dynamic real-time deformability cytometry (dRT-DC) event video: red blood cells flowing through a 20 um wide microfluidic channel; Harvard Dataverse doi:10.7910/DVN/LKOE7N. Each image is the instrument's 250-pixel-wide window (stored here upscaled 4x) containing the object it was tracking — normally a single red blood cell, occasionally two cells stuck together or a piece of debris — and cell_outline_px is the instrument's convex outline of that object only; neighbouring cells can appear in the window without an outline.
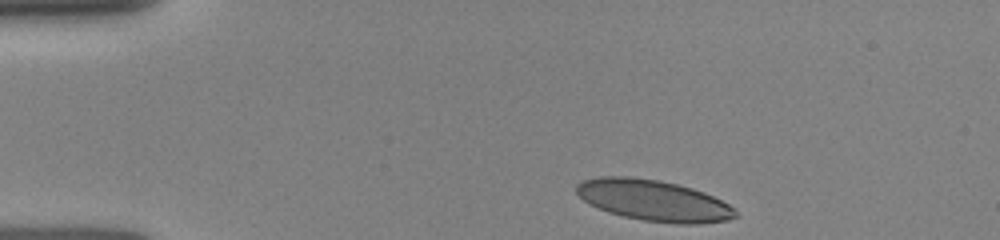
{"species": "human", "species_latin": "Homo sapiens", "temperature_condition": "room temperature", "stored_images_in_passage": 13, "camera_frame_rate_fps": 3000, "um_per_image_px": 0.085, "donor": {"sex": "female"}, "frame": {"image": 1, "passage_image": 1, "time_ms": 0.0, "image_size_px": [1000, 240], "cell_outline_px": [[740, 216], [728, 220], [696, 224], [680, 224], [644, 220], [624, 216], [608, 212], [588, 204], [576, 192], [576, 184], [584, 180], [600, 176], [628, 176], [660, 180], [692, 188], [704, 192], [736, 208]], "centroid_in_image_um": [55.57, 17.04], "position_along_channel_um": 29.4, "area_um2": 38.09}}
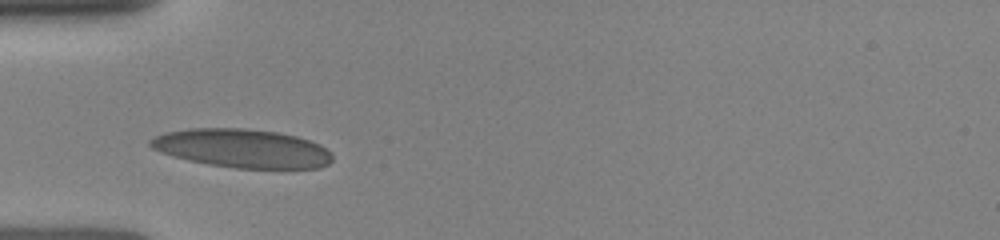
{"frame": {"image": 2, "passage_image": 8, "time_ms": 2.333, "image_size_px": [1000, 240], "cell_outline_px": [[332, 160], [328, 164], [320, 168], [236, 168], [208, 164], [188, 160], [172, 156], [160, 152], [152, 148], [148, 144], [148, 140], [164, 132], [188, 128], [244, 128], [276, 132], [296, 136], [320, 144], [332, 152]], "centroid_in_image_um": [20.57, 12.61], "position_along_channel_um": 64.4, "area_um2": 41.15}}
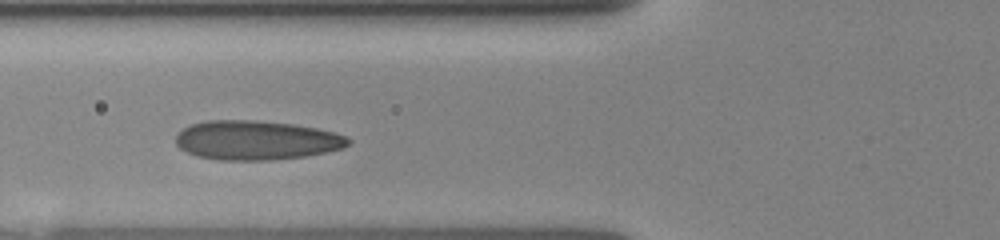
{"frame": {"image": 3, "passage_image": 12, "time_ms": 3.333, "image_size_px": [1000, 240], "cell_outline_px": [[352, 140], [344, 148], [328, 152], [304, 156], [272, 160], [220, 160], [196, 156], [180, 148], [176, 144], [176, 136], [184, 128], [192, 124], [208, 120], [256, 120], [292, 124], [316, 128], [332, 132], [344, 136]], "centroid_in_image_um": [21.79, 11.92], "position_along_channel_um": 104.0, "area_um2": 39.36}}